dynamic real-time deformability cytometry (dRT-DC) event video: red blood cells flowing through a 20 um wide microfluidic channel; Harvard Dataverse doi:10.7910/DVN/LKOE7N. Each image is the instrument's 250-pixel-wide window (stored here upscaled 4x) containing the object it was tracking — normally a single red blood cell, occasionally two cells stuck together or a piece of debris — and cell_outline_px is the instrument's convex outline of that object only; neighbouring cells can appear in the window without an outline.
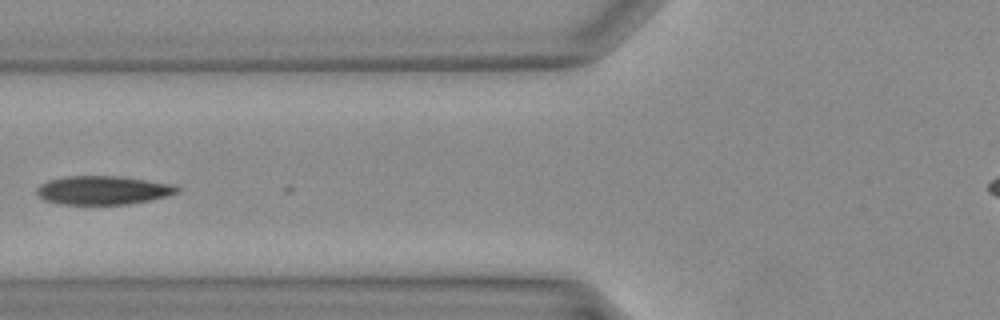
{"species": "Egyptian fruit bat (a non-hibernating species)", "species_latin": "Rousettus aegyptiacus", "temperature_condition": "warm", "stored_images_in_passage": 19, "camera_frame_rate_fps": 3000, "um_per_image_px": 0.085, "animal": {"sex": "female"}, "frame": {"image": 1, "passage_image": 15, "time_ms": 4.667, "image_size_px": [1000, 320], "cell_outline_px": [[180, 192], [168, 196], [128, 204], [60, 204], [44, 200], [36, 192], [36, 188], [40, 184], [48, 180], [68, 176], [120, 176], [176, 184], [180, 188]], "centroid_in_image_um": [8.79, 16.16], "position_along_channel_um": 117.0, "area_um2": 23.58}}